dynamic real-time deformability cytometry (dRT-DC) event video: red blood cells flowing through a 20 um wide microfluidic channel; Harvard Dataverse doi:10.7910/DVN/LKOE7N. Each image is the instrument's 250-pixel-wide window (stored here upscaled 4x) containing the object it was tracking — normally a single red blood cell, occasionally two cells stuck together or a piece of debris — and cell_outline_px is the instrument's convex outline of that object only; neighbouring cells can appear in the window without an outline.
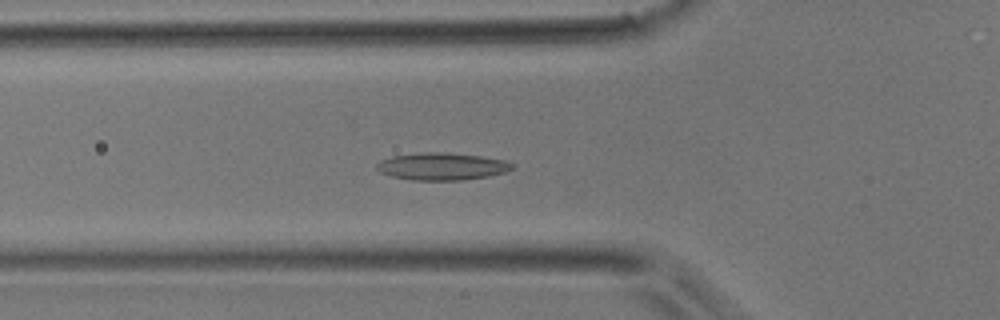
{"species": "common noctule bat (a hibernating species)", "species_latin": "Nyctalus noctula", "temperature_condition": "room temperature", "stored_images_in_passage": 45, "camera_frame_rate_fps": 3000, "um_per_image_px": 0.085, "animal": {"sex": "male", "body_mass_g": 17.9}, "frame": {"image": 1, "passage_image": 16, "time_ms": 5.0, "image_size_px": [1000, 320], "cell_outline_px": [[516, 168], [504, 172], [488, 176], [464, 180], [412, 180], [392, 176], [380, 172], [376, 168], [376, 164], [380, 160], [392, 156], [424, 152], [444, 152], [480, 156], [508, 160], [516, 164]], "centroid_in_image_um": [37.61, 14.14], "position_along_channel_um": 88.2, "area_um2": 21.73}}
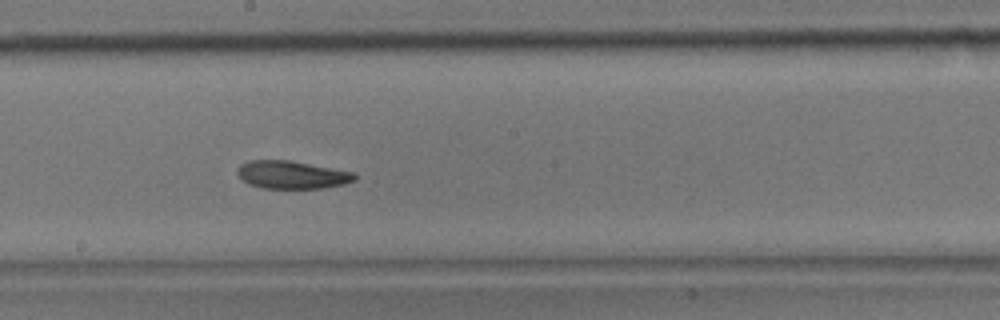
{"frame": {"image": 2, "passage_image": 25, "time_ms": 8.0, "image_size_px": [1000, 320], "cell_outline_px": [[356, 180], [344, 184], [324, 188], [260, 188], [248, 184], [236, 172], [236, 168], [240, 164], [248, 160], [288, 160], [356, 172]], "centroid_in_image_um": [24.81, 14.85], "position_along_channel_um": 223.4, "area_um2": 19.19}}
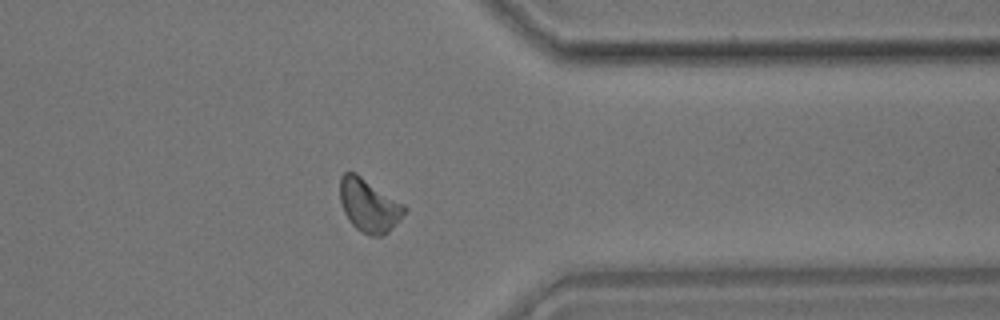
{"frame": {"image": 3, "passage_image": 36, "time_ms": 11.667, "image_size_px": [1000, 320], "cell_outline_px": [[408, 208], [400, 220], [388, 232], [380, 236], [368, 236], [356, 228], [348, 220], [344, 212], [340, 200], [340, 176], [344, 172], [356, 172], [404, 204]], "centroid_in_image_um": [31.36, 17.45], "position_along_channel_um": 380.0, "area_um2": 20.11}}